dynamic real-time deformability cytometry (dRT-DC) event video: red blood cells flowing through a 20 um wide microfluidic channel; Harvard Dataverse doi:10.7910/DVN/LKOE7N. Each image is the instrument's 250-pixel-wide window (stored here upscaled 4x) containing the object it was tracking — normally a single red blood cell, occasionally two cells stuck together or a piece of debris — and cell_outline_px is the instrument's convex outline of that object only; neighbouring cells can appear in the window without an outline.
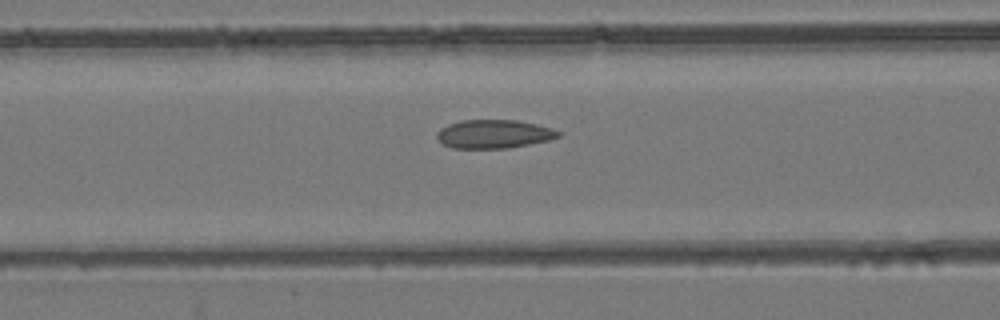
{"species": "common noctule bat (a hibernating species)", "species_latin": "Nyctalus noctula", "temperature_condition": "room temperature", "stored_images_in_passage": 27, "camera_frame_rate_fps": 3000, "um_per_image_px": 0.085, "animal": {"sex": "female", "body_mass_g": 24.6, "forearm_length_mm": 56.2}, "frame": {"image": 1, "passage_image": 8, "time_ms": 2.333, "image_size_px": [1000, 320], "cell_outline_px": [[564, 132], [560, 136], [548, 140], [508, 148], [452, 148], [444, 144], [436, 136], [436, 132], [440, 128], [448, 124], [460, 120], [516, 120], [536, 124], [552, 128]], "centroid_in_image_um": [41.99, 11.38], "position_along_channel_um": 124.6, "area_um2": 20.23}}
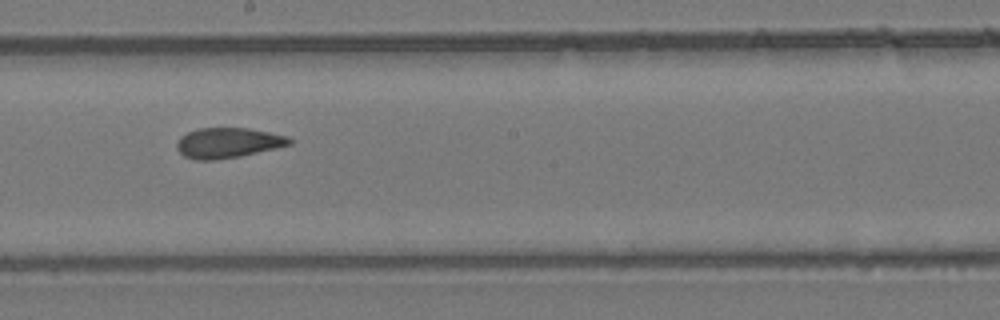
{"frame": {"image": 2, "passage_image": 16, "time_ms": 5.0, "image_size_px": [1000, 320], "cell_outline_px": [[292, 144], [276, 148], [240, 156], [216, 160], [196, 160], [184, 156], [176, 148], [176, 144], [180, 136], [188, 132], [200, 128], [248, 128], [288, 136], [292, 140]], "centroid_in_image_um": [19.36, 12.14], "position_along_channel_um": 228.8, "area_um2": 19.83}}
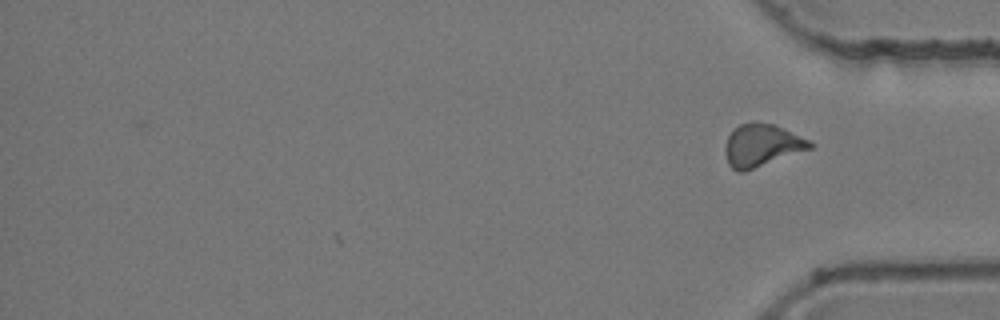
{"frame": {"image": 3, "passage_image": 27, "time_ms": 8.667, "image_size_px": [1000, 320], "cell_outline_px": [[816, 144], [812, 148], [744, 172], [740, 172], [732, 168], [728, 164], [724, 152], [724, 148], [728, 136], [732, 128], [740, 124], [772, 124], [784, 128]], "centroid_in_image_um": [64.73, 12.38], "position_along_channel_um": 370.5, "area_um2": 20.75}, "authors_computed_cell_mechanics": {"area_um2": 20.1144, "velocity_mm_per_s": 3.9037, "shape_relaxation_time_tau1_ms": null, "shape_relaxation_time_tau2_ms": 3.2821, "deformation_change_tau1": null, "deformation_change_tau2": 0.0866}}